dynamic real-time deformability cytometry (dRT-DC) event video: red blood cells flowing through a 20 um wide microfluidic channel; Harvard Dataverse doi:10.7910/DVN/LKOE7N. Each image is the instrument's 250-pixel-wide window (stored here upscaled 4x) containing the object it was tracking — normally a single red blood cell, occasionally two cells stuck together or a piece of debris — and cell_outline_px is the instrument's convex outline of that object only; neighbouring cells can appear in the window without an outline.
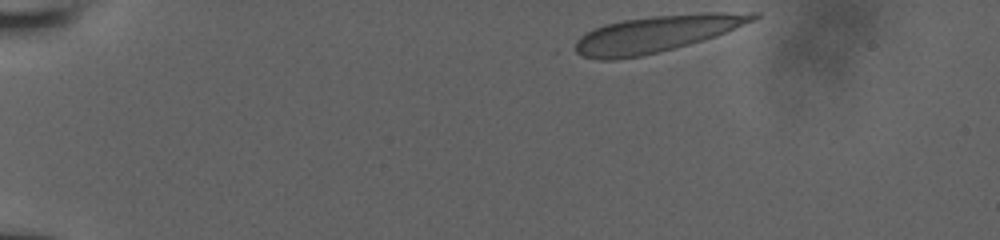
{"species": "human", "species_latin": "Homo sapiens", "temperature_condition": "room temperature", "stored_images_in_passage": 40, "camera_frame_rate_fps": 3000, "um_per_image_px": 0.085, "donor": {"sex": "male"}, "frame": {"image": 1, "passage_image": 1, "time_ms": 0.0, "image_size_px": [1000, 240], "cell_outline_px": [[760, 16], [752, 20], [716, 36], [688, 44], [640, 56], [616, 60], [600, 60], [580, 56], [572, 52], [576, 40], [584, 32], [592, 28], [604, 24], [624, 20], [652, 16], [700, 12], [760, 12]], "centroid_in_image_um": [55.7, 2.87], "position_along_channel_um": 29.3, "area_um2": 37.97}}
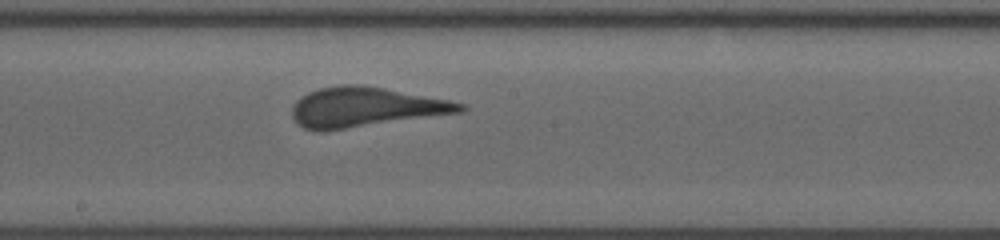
{"frame": {"image": 2, "passage_image": 23, "time_ms": 7.333, "image_size_px": [1000, 240], "cell_outline_px": [[468, 108], [464, 112], [324, 132], [320, 132], [304, 128], [296, 124], [292, 116], [292, 108], [296, 100], [300, 96], [308, 92], [320, 88], [344, 84], [356, 84], [384, 88], [448, 100], [464, 104]], "centroid_in_image_um": [31.03, 9.13], "position_along_channel_um": 217.2, "area_um2": 39.19}}
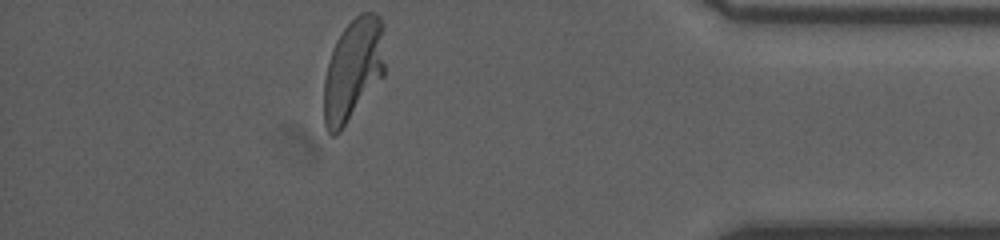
{"frame": {"image": 3, "passage_image": 40, "time_ms": 13.0, "image_size_px": [1000, 240], "cell_outline_px": [[384, 76], [340, 132], [336, 136], [332, 136], [328, 132], [324, 124], [324, 80], [332, 48], [336, 40], [344, 28], [360, 12], [376, 12], [380, 16], [384, 64]], "centroid_in_image_um": [29.99, 5.96], "position_along_channel_um": 405.2, "area_um2": 36.24}}